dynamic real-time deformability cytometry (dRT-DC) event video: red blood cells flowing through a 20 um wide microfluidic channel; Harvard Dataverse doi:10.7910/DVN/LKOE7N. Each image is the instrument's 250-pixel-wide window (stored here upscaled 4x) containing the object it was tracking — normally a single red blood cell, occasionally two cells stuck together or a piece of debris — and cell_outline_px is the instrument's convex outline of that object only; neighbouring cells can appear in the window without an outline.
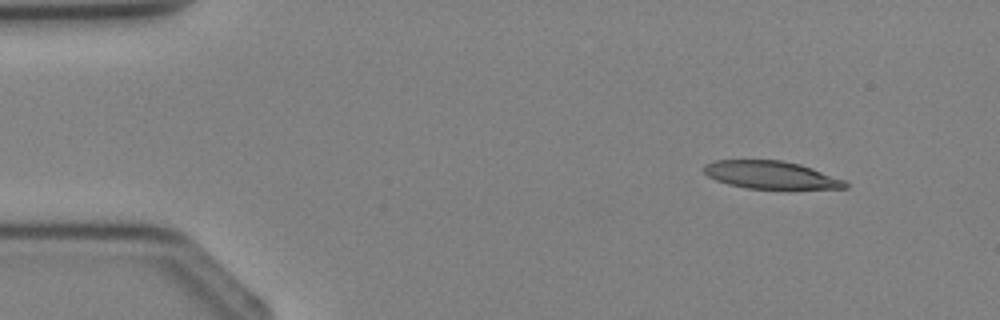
{"species": "Egyptian fruit bat (a non-hibernating species)", "species_latin": "Rousettus aegyptiacus", "temperature_condition": "cold", "stored_images_in_passage": 3, "camera_frame_rate_fps": 3000, "um_per_image_px": 0.085, "animal": {"sex": "female"}, "frame": {"image": 1, "passage_image": 1, "time_ms": 0.0, "image_size_px": [1000, 320], "cell_outline_px": [[848, 188], [748, 188], [728, 184], [716, 180], [708, 176], [704, 172], [704, 164], [716, 160], [780, 160], [800, 164], [812, 168], [844, 180], [848, 184]], "centroid_in_image_um": [65.49, 14.86], "position_along_channel_um": 19.5, "area_um2": 22.48}}
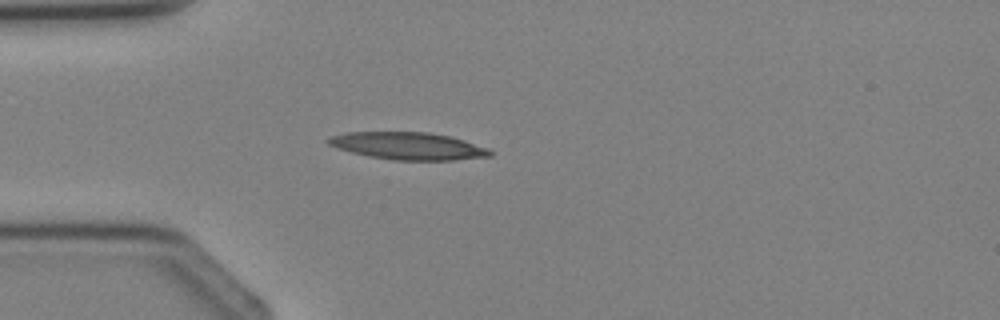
{"frame": {"image": 2, "passage_image": 3, "time_ms": 2.0, "image_size_px": [1000, 320], "cell_outline_px": [[492, 156], [452, 160], [392, 160], [368, 156], [352, 152], [328, 144], [324, 140], [328, 136], [344, 132], [428, 132], [448, 136], [464, 140], [488, 148], [492, 152]], "centroid_in_image_um": [34.65, 12.4], "position_along_channel_um": 50.3, "area_um2": 25.78}}